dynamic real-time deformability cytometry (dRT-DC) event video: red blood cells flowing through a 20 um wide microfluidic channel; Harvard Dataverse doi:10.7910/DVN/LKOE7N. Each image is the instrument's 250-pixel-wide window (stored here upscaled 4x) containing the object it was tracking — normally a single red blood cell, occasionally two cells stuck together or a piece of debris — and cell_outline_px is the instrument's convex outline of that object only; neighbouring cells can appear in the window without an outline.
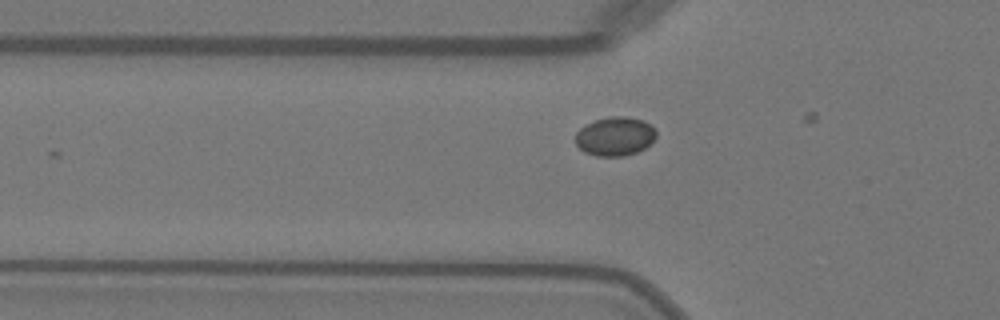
{"species": "Egyptian fruit bat (a non-hibernating species)", "species_latin": "Rousettus aegyptiacus", "temperature_condition": "warm", "stored_images_in_passage": 4, "camera_frame_rate_fps": 3000, "um_per_image_px": 0.085, "animal": {"sex": "female"}, "frame": {"image": 1, "passage_image": 3, "time_ms": 0.667, "image_size_px": [1000, 320], "cell_outline_px": [[656, 136], [644, 148], [636, 152], [624, 156], [596, 156], [584, 152], [576, 144], [576, 132], [584, 124], [596, 120], [612, 116], [628, 116], [644, 120], [656, 128]], "centroid_in_image_um": [52.27, 11.57], "position_along_channel_um": 73.5, "area_um2": 18.38}}